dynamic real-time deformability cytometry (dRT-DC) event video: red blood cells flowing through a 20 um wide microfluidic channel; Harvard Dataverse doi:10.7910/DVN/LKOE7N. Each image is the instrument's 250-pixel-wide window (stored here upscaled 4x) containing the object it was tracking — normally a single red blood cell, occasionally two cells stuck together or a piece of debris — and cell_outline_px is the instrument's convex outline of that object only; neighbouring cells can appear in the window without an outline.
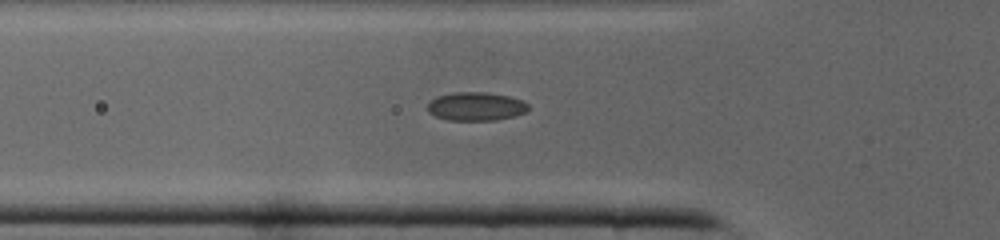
{"species": "common noctule bat (a hibernating species)", "species_latin": "Nyctalus noctula", "temperature_condition": "cold", "stored_images_in_passage": 41, "camera_frame_rate_fps": 3000, "um_per_image_px": 0.085, "animal": {"sex": "male", "body_mass_g": 19.0, "forearm_length_mm": 50.8}, "frame": {"image": 1, "passage_image": 13, "time_ms": 4.0, "image_size_px": [1000, 240], "cell_outline_px": [[528, 108], [524, 112], [516, 116], [496, 120], [448, 120], [436, 116], [428, 112], [428, 104], [436, 96], [456, 92], [484, 92], [508, 96], [520, 100], [528, 104]], "centroid_in_image_um": [40.44, 9.05], "position_along_channel_um": 85.4, "area_um2": 16.59}}
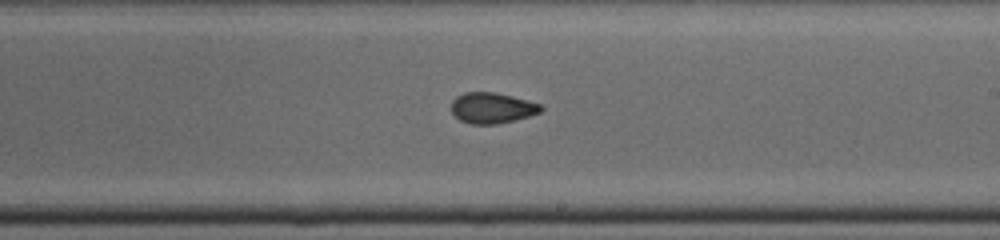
{"frame": {"image": 2, "passage_image": 23, "time_ms": 7.333, "image_size_px": [1000, 240], "cell_outline_px": [[544, 108], [540, 112], [528, 116], [496, 124], [472, 124], [460, 120], [452, 112], [452, 100], [456, 96], [464, 92], [492, 92], [512, 96], [540, 104]], "centroid_in_image_um": [41.8, 9.17], "position_along_channel_um": 247.2, "area_um2": 15.84}}
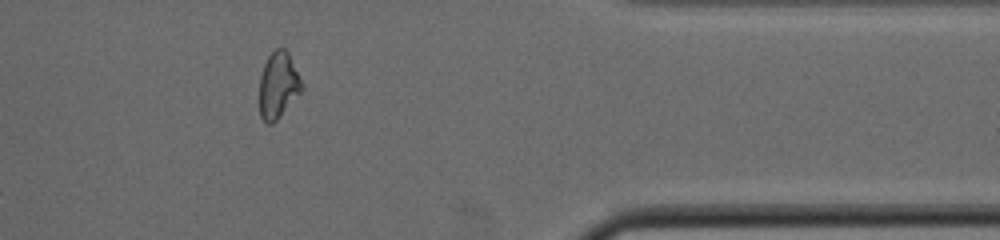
{"frame": {"image": 3, "passage_image": 34, "time_ms": 11.0, "image_size_px": [1000, 240], "cell_outline_px": [[304, 88], [276, 120], [272, 124], [268, 124], [260, 116], [260, 76], [264, 64], [268, 56], [276, 48], [284, 48], [288, 52]], "centroid_in_image_um": [23.64, 7.23], "position_along_channel_um": 387.8, "area_um2": 16.01}}